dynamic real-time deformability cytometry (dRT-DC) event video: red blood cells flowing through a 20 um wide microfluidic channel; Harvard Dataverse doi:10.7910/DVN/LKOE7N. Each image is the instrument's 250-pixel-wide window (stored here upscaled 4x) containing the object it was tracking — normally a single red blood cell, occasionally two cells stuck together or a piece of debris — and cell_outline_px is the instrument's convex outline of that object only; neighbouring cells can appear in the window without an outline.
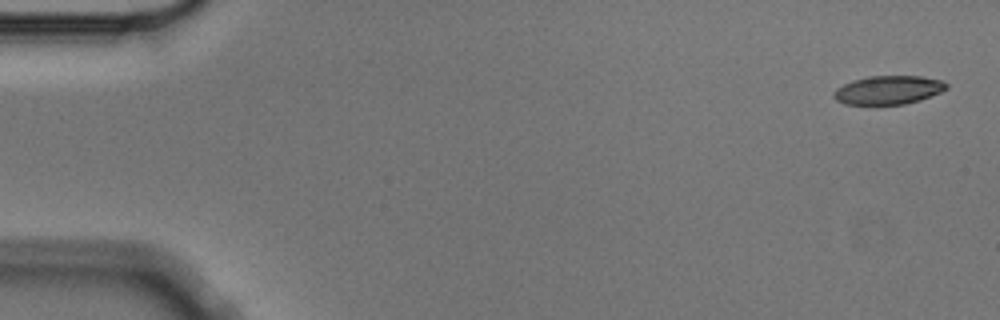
{"species": "Egyptian fruit bat (a non-hibernating species)", "species_latin": "Rousettus aegyptiacus", "temperature_condition": "cold", "stored_images_in_passage": 5, "camera_frame_rate_fps": 3000, "um_per_image_px": 0.085, "animal": {"sex": "male"}, "frame": {"image": 1, "passage_image": 1, "time_ms": 0.0, "image_size_px": [1000, 320], "cell_outline_px": [[948, 88], [940, 92], [920, 100], [904, 104], [844, 104], [836, 100], [832, 96], [832, 92], [836, 88], [852, 80], [868, 76], [920, 76], [944, 80], [948, 84]], "centroid_in_image_um": [75.5, 7.64], "position_along_channel_um": 9.5, "area_um2": 18.9}}
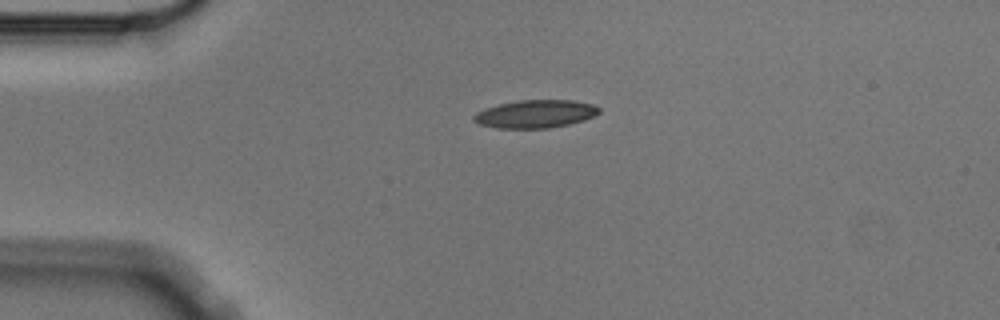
{"frame": {"image": 2, "passage_image": 4, "time_ms": 1.0, "image_size_px": [1000, 320], "cell_outline_px": [[600, 112], [584, 120], [568, 124], [548, 128], [496, 128], [480, 124], [472, 120], [472, 116], [476, 112], [484, 108], [516, 100], [572, 100], [592, 104], [600, 108]], "centroid_in_image_um": [45.47, 9.68], "position_along_channel_um": 39.5, "area_um2": 20.4}}